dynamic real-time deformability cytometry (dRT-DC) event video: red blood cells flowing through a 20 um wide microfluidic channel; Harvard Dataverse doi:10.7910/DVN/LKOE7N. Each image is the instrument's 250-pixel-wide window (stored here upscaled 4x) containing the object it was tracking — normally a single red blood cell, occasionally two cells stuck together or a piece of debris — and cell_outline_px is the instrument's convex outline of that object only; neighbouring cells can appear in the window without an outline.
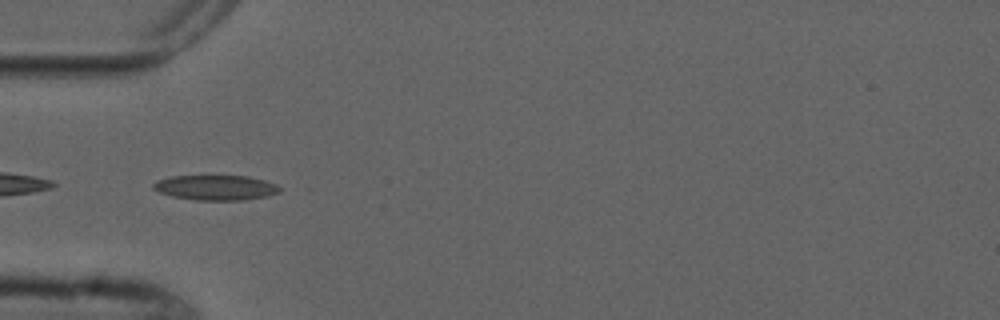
{"species": "common noctule bat (a hibernating species)", "species_latin": "Nyctalus noctula", "temperature_condition": "cold", "stored_images_in_passage": 3, "camera_frame_rate_fps": 3000, "um_per_image_px": 0.085, "animal": {"sex": "male", "forearm_length_mm": 52.5}, "frame": {"image": 1, "passage_image": 1, "time_ms": 0.0, "image_size_px": [1000, 320], "cell_outline_px": [[280, 192], [268, 196], [240, 200], [196, 200], [172, 196], [160, 192], [152, 188], [152, 184], [156, 180], [172, 176], [248, 176], [264, 180], [276, 184], [280, 188]], "centroid_in_image_um": [18.33, 15.94], "position_along_channel_um": 66.7, "area_um2": 18.38}}
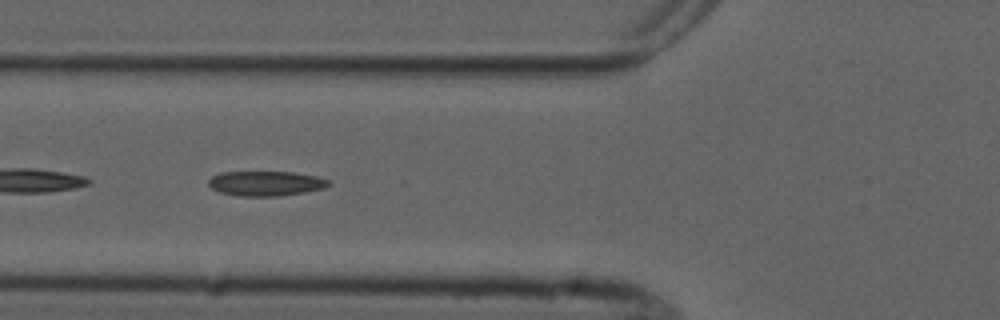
{"frame": {"image": 2, "passage_image": 2, "time_ms": 1.0, "image_size_px": [1000, 320], "cell_outline_px": [[332, 184], [324, 188], [304, 192], [276, 196], [240, 196], [220, 192], [212, 188], [208, 184], [208, 180], [212, 176], [220, 172], [292, 172], [316, 176], [332, 180]], "centroid_in_image_um": [22.62, 15.58], "position_along_channel_um": 103.2, "area_um2": 17.4}}
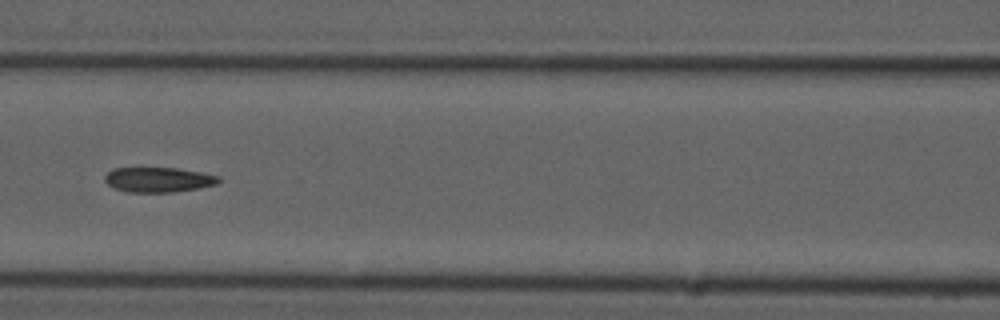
{"frame": {"image": 3, "passage_image": 3, "time_ms": 2.333, "image_size_px": [1000, 320], "cell_outline_px": [[220, 180], [216, 184], [200, 188], [172, 192], [128, 192], [116, 188], [108, 184], [104, 180], [104, 176], [112, 168], [176, 168], [200, 172], [220, 176]], "centroid_in_image_um": [13.46, 15.27], "position_along_channel_um": 153.1, "area_um2": 16.47}}